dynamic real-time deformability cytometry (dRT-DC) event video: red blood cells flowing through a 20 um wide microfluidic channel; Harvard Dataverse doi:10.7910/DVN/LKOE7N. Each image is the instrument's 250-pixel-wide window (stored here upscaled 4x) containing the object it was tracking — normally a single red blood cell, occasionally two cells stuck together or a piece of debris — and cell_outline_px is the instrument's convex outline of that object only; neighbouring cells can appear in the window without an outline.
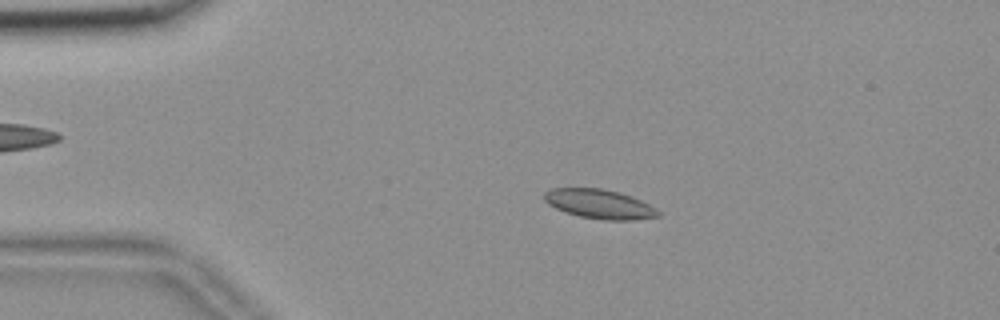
{"species": "common noctule bat (a hibernating species)", "species_latin": "Nyctalus noctula", "temperature_condition": "room temperature", "stored_images_in_passage": 52, "camera_frame_rate_fps": 3000, "um_per_image_px": 0.085, "animal": {"sex": "female", "body_mass_g": 18.4}, "frame": {"image": 1, "passage_image": 7, "time_ms": 2.0, "image_size_px": [1000, 320], "cell_outline_px": [[660, 216], [632, 220], [604, 220], [580, 216], [564, 212], [548, 204], [544, 200], [544, 192], [548, 188], [600, 188], [620, 192], [632, 196], [656, 208], [660, 212]], "centroid_in_image_um": [50.94, 17.33], "position_along_channel_um": 34.1, "area_um2": 19.54}}
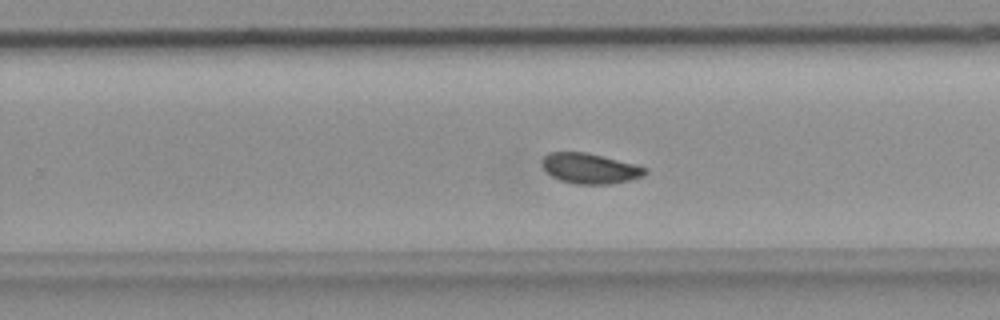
{"frame": {"image": 2, "passage_image": 31, "time_ms": 10.0, "image_size_px": [1000, 320], "cell_outline_px": [[648, 172], [644, 176], [612, 184], [576, 184], [560, 180], [552, 176], [544, 168], [544, 156], [548, 152], [584, 152], [636, 164], [648, 168]], "centroid_in_image_um": [50.2, 14.32], "position_along_channel_um": 279.6, "area_um2": 18.03}}
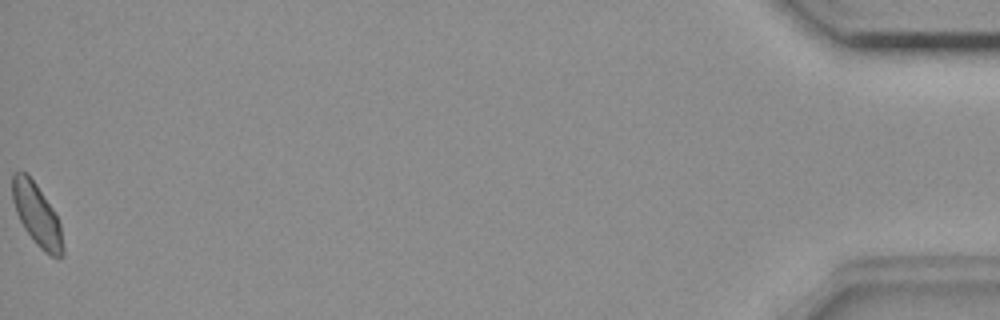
{"frame": {"image": 3, "passage_image": 52, "time_ms": 17.0, "image_size_px": [1000, 320], "cell_outline_px": [[64, 256], [60, 260], [44, 252], [32, 240], [24, 228], [16, 212], [12, 200], [12, 172], [28, 172], [52, 208], [60, 224], [64, 248]], "centroid_in_image_um": [3.14, 18.28], "position_along_channel_um": 432.1, "area_um2": 18.44}, "authors_computed_cell_mechanics": {"area_um2": 18.5827, "velocity_mm_per_s": 3.6065, "shape_relaxation_time_tau1_ms": 10.2173, "shape_relaxation_time_tau2_ms": 2.4177, "deformation_change_tau1": 0.1185, "deformation_change_tau2": 0.0387}}